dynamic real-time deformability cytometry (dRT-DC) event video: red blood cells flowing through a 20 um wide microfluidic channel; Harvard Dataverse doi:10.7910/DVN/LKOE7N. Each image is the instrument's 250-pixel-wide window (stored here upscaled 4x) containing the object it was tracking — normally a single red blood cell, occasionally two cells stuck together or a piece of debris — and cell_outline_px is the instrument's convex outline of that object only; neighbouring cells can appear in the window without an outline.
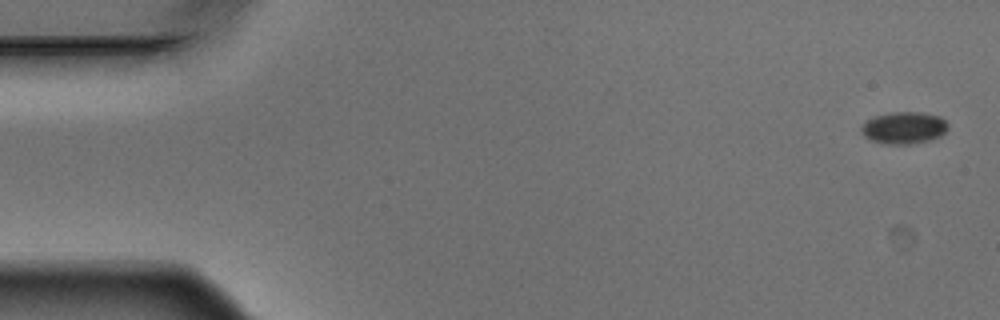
{"species": "Egyptian fruit bat (a non-hibernating species)", "species_latin": "Rousettus aegyptiacus", "temperature_condition": "warm", "stored_images_in_passage": 8, "camera_frame_rate_fps": 3000, "um_per_image_px": 0.085, "animal": {"sex": "male"}, "frame": {"image": 1, "passage_image": 1, "time_ms": 0.0, "image_size_px": [1000, 320], "cell_outline_px": [[948, 128], [940, 136], [928, 140], [912, 144], [884, 144], [872, 140], [864, 136], [860, 132], [860, 124], [876, 116], [892, 112], [924, 112], [940, 116], [948, 124]], "centroid_in_image_um": [76.81, 10.86], "position_along_channel_um": 8.2, "area_um2": 16.24}}
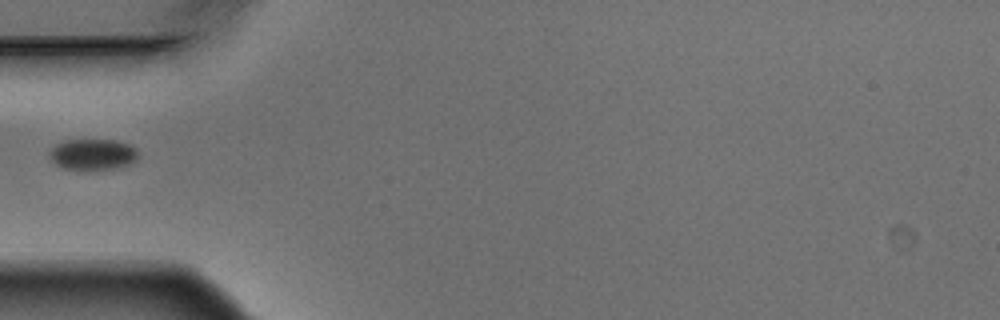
{"frame": {"image": 2, "passage_image": 5, "time_ms": 1.333, "image_size_px": [1000, 320], "cell_outline_px": [[136, 160], [128, 164], [116, 168], [88, 172], [64, 168], [56, 164], [48, 156], [48, 152], [56, 144], [64, 140], [112, 140], [128, 144], [136, 148]], "centroid_in_image_um": [7.83, 13.15], "position_along_channel_um": 77.2, "area_um2": 16.3}}
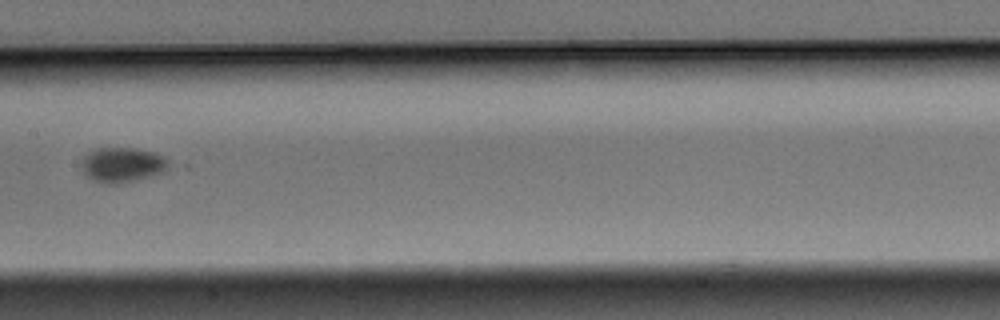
{"frame": {"image": 3, "passage_image": 8, "time_ms": 2.333, "image_size_px": [1000, 320], "cell_outline_px": [[168, 172], [120, 184], [104, 184], [92, 180], [80, 168], [84, 156], [88, 152], [96, 148], [136, 148], [156, 152], [164, 156], [168, 160]], "centroid_in_image_um": [10.43, 14.02], "position_along_channel_um": 197.0, "area_um2": 18.15}}